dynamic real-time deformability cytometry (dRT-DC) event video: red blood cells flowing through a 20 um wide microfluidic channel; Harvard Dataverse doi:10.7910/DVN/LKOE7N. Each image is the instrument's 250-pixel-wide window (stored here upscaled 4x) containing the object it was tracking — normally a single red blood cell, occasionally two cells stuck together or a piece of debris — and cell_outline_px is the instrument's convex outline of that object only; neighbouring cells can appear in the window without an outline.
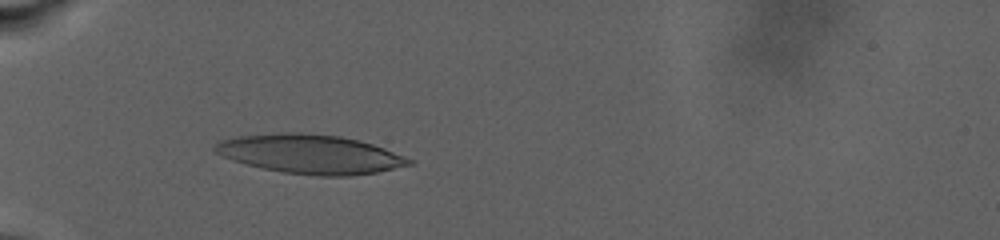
{"species": "human", "species_latin": "Homo sapiens", "temperature_condition": "warm", "stored_images_in_passage": 84, "camera_frame_rate_fps": 3000, "um_per_image_px": 0.085, "donor": {"sex": "male"}, "frame": {"image": 1, "passage_image": 30, "time_ms": 9.667, "image_size_px": [1000, 240], "cell_outline_px": [[412, 164], [376, 172], [352, 176], [316, 176], [284, 172], [264, 168], [232, 160], [216, 152], [212, 148], [220, 140], [240, 136], [280, 132], [300, 132], [340, 136], [360, 140], [384, 148], [404, 156], [412, 160]], "centroid_in_image_um": [26.38, 13.09], "position_along_channel_um": 58.6, "area_um2": 43.93}}
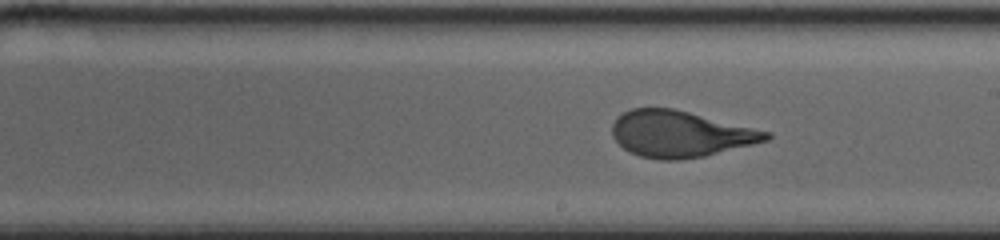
{"frame": {"image": 2, "passage_image": 52, "time_ms": 17.0, "image_size_px": [1000, 240], "cell_outline_px": [[772, 136], [768, 140], [704, 156], [680, 160], [660, 160], [640, 156], [624, 148], [612, 136], [612, 124], [616, 116], [632, 108], [672, 108], [772, 132]], "centroid_in_image_um": [57.81, 11.38], "position_along_channel_um": 231.2, "area_um2": 41.33}}
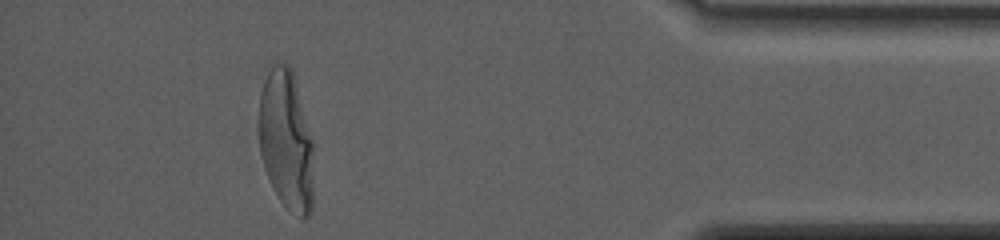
{"frame": {"image": 3, "passage_image": 77, "time_ms": 25.333, "image_size_px": [1000, 240], "cell_outline_px": [[312, 212], [304, 220], [288, 212], [272, 188], [264, 168], [260, 152], [260, 92], [264, 80], [272, 64], [288, 64], [292, 68], [312, 140]], "centroid_in_image_um": [24.33, 11.99], "position_along_channel_um": 410.9, "area_um2": 44.51}, "authors_computed_cell_mechanics": {"area_um2": 43.0899, "velocity_mm_per_s": 2.612, "shape_relaxation_time_tau1_ms": 9.5856, "shape_relaxation_time_tau2_ms": null, "deformation_change_tau1": 0.3154, "deformation_change_tau2": null}}